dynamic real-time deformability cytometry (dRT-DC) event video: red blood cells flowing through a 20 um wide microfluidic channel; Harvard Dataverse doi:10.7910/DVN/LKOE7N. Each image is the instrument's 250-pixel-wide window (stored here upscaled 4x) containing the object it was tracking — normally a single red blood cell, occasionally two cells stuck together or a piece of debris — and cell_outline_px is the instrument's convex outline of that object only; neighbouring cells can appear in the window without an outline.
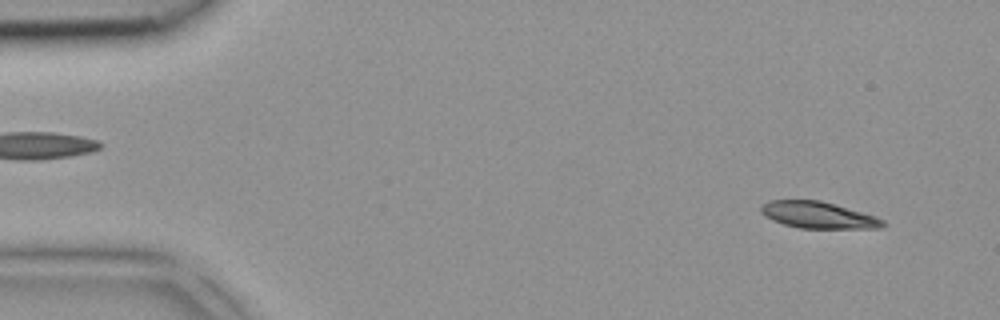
{"species": "common noctule bat (a hibernating species)", "species_latin": "Nyctalus noctula", "temperature_condition": "room temperature", "stored_images_in_passage": 3, "camera_frame_rate_fps": 3000, "um_per_image_px": 0.085, "animal": {"sex": "female", "body_mass_g": 18.4}, "frame": {"image": 1, "passage_image": 1, "time_ms": 0.0, "image_size_px": [1000, 320], "cell_outline_px": [[888, 224], [880, 228], [800, 228], [784, 224], [772, 220], [764, 216], [760, 212], [760, 208], [768, 200], [820, 200], [836, 204], [876, 216], [884, 220]], "centroid_in_image_um": [69.56, 18.27], "position_along_channel_um": 15.4, "area_um2": 19.02}}
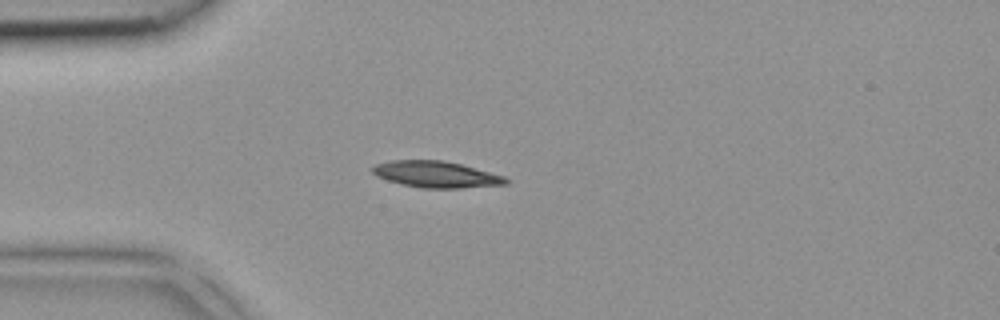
{"frame": {"image": 2, "passage_image": 3, "time_ms": 0.667, "image_size_px": [1000, 320], "cell_outline_px": [[512, 180], [508, 184], [460, 188], [420, 188], [388, 180], [376, 176], [372, 172], [372, 168], [376, 164], [392, 160], [444, 160], [460, 164], [504, 176]], "centroid_in_image_um": [37.1, 14.82], "position_along_channel_um": 47.9, "area_um2": 20.4}}